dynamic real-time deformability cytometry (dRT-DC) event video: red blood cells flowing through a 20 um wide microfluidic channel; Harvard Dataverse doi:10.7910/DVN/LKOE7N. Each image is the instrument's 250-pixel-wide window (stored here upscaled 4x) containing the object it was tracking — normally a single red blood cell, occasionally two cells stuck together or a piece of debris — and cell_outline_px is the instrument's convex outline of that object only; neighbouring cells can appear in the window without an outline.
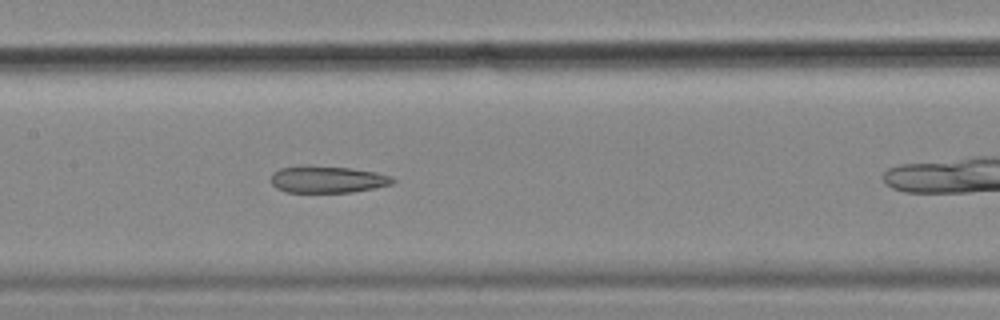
{"species": "common noctule bat (a hibernating species)", "species_latin": "Nyctalus noctula", "temperature_condition": "cold", "stored_images_in_passage": 33, "camera_frame_rate_fps": 3000, "um_per_image_px": 0.085, "animal": {"sex": "female", "body_mass_g": 18.4}, "frame": {"image": 1, "passage_image": 15, "time_ms": 4.667, "image_size_px": [1000, 320], "cell_outline_px": [[396, 180], [392, 184], [352, 192], [288, 192], [276, 188], [272, 184], [272, 172], [280, 168], [304, 164], [312, 164], [352, 168], [376, 172], [392, 176]], "centroid_in_image_um": [27.82, 15.22], "position_along_channel_um": 179.6, "area_um2": 19.42}}